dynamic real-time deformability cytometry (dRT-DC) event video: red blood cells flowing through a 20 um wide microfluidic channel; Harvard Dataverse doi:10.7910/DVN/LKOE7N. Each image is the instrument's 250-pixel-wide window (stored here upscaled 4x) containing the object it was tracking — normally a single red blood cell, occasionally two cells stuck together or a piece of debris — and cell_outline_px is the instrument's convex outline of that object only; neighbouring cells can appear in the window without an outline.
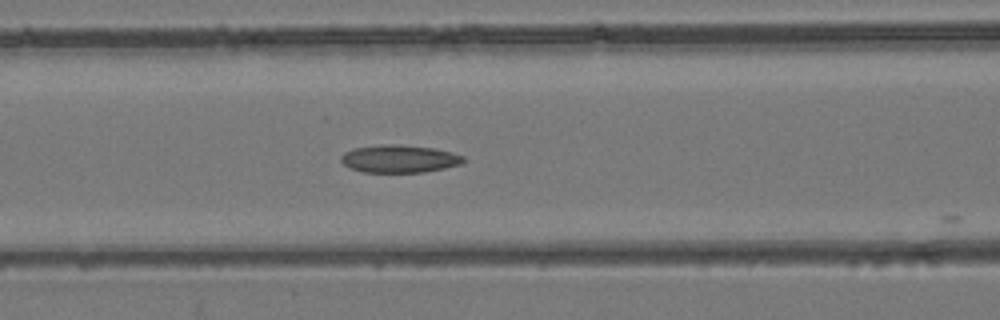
{"species": "common noctule bat (a hibernating species)", "species_latin": "Nyctalus noctula", "temperature_condition": "room temperature", "stored_images_in_passage": 27, "camera_frame_rate_fps": 3000, "um_per_image_px": 0.085, "animal": {"sex": "female", "body_mass_g": 24.6, "forearm_length_mm": 56.2}, "frame": {"image": 1, "passage_image": 9, "time_ms": 2.667, "image_size_px": [1000, 320], "cell_outline_px": [[464, 160], [460, 164], [444, 168], [424, 172], [364, 172], [348, 168], [340, 160], [340, 156], [344, 152], [356, 148], [380, 144], [392, 144], [432, 148], [452, 152], [464, 156]], "centroid_in_image_um": [33.91, 13.5], "position_along_channel_um": 132.7, "area_um2": 19.65}}
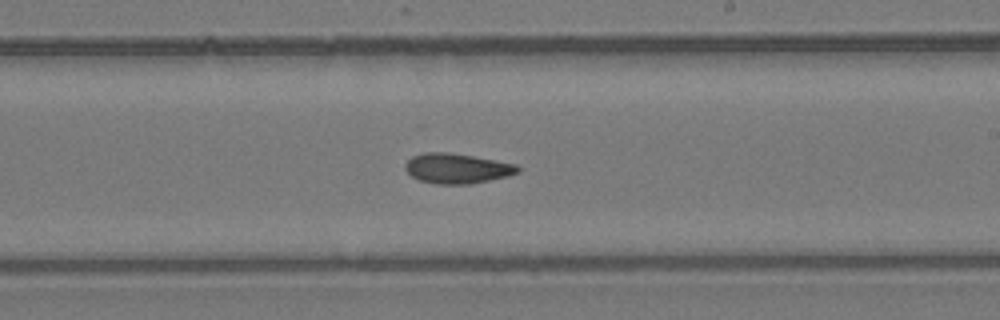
{"frame": {"image": 2, "passage_image": 17, "time_ms": 5.333, "image_size_px": [1000, 320], "cell_outline_px": [[520, 172], [508, 176], [468, 184], [436, 184], [420, 180], [412, 176], [404, 168], [404, 164], [412, 156], [424, 152], [448, 152], [472, 156], [516, 164], [520, 168]], "centroid_in_image_um": [38.83, 14.31], "position_along_channel_um": 250.2, "area_um2": 19.59}}
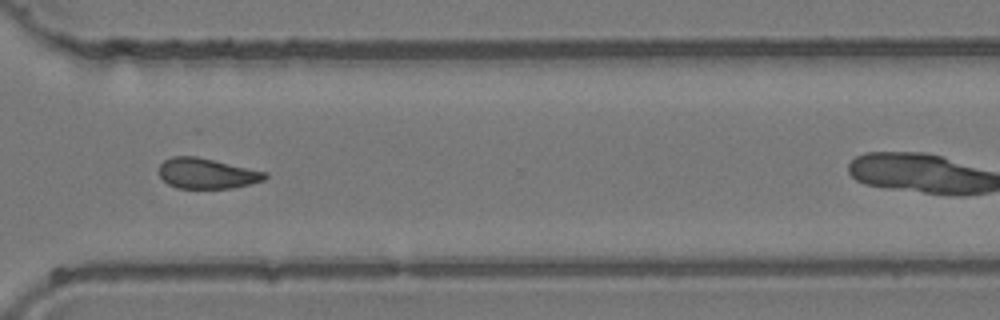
{"frame": {"image": 3, "passage_image": 24, "time_ms": 7.667, "image_size_px": [1000, 320], "cell_outline_px": [[268, 176], [264, 180], [232, 188], [176, 188], [168, 184], [160, 176], [160, 164], [164, 160], [172, 156], [196, 156], [268, 172]], "centroid_in_image_um": [17.58, 14.74], "position_along_channel_um": 353.0, "area_um2": 18.73}}